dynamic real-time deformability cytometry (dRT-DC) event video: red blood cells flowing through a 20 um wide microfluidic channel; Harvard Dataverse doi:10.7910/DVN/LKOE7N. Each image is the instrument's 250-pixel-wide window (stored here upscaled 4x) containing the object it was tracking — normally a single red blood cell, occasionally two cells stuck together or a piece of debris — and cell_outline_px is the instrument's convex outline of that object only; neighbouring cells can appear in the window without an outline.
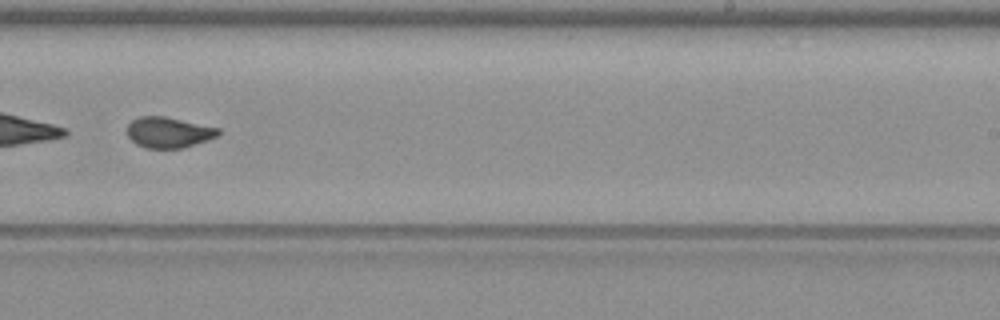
{"species": "common noctule bat (a hibernating species)", "species_latin": "Nyctalus noctula", "temperature_condition": "warm", "stored_images_in_passage": 32, "camera_frame_rate_fps": 3000, "um_per_image_px": 0.085, "animal": {"sex": "female", "body_mass_g": 19.3, "forearm_length_mm": 54.1}, "frame": {"image": 1, "passage_image": 19, "time_ms": 6.0, "image_size_px": [1000, 320], "cell_outline_px": [[220, 136], [184, 148], [144, 148], [136, 144], [128, 136], [128, 124], [132, 120], [140, 116], [164, 116], [220, 128]], "centroid_in_image_um": [14.36, 11.26], "position_along_channel_um": 274.6, "area_um2": 16.42}, "authors_computed_cell_mechanics": {"area_um2": 16.6464, "velocity_mm_per_s": 3.8171, "shape_relaxation_time_tau1_ms": null, "shape_relaxation_time_tau2_ms": 1.054, "deformation_change_tau1": null, "deformation_change_tau2": 0.0709}}